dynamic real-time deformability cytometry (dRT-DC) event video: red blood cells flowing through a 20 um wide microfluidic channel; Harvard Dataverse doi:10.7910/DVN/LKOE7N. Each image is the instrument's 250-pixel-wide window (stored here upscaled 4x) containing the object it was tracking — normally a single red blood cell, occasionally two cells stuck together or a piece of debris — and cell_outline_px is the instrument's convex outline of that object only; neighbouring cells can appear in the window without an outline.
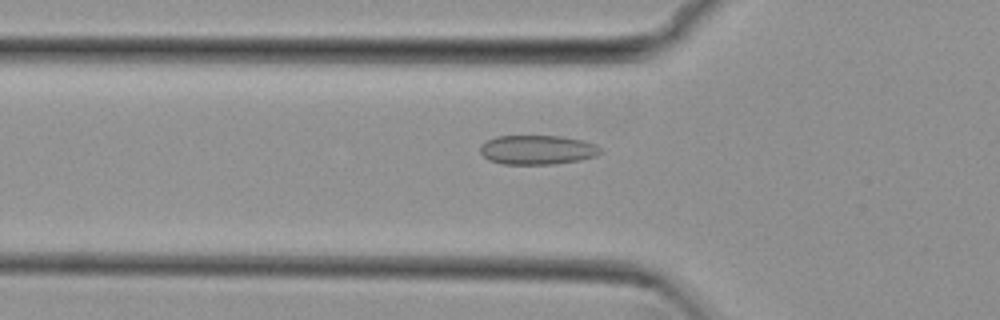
{"species": "common noctule bat (a hibernating species)", "species_latin": "Nyctalus noctula", "temperature_condition": "cold", "stored_images_in_passage": 45, "camera_frame_rate_fps": 3000, "um_per_image_px": 0.085, "animal": {"sex": "female", "body_mass_g": 29.2, "forearm_length_mm": 56.3}, "frame": {"image": 1, "passage_image": 14, "time_ms": 4.333, "image_size_px": [1000, 320], "cell_outline_px": [[604, 152], [596, 156], [580, 160], [552, 164], [504, 164], [488, 160], [480, 152], [480, 144], [496, 136], [560, 136], [584, 140], [596, 144]], "centroid_in_image_um": [45.7, 12.73], "position_along_channel_um": 80.1, "area_um2": 20.69}}
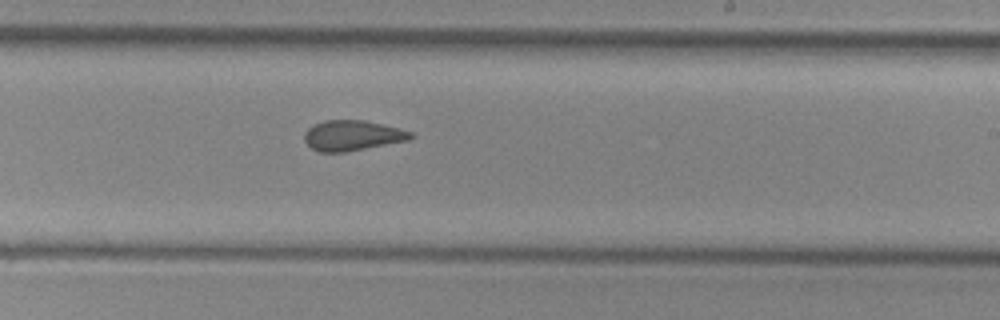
{"frame": {"image": 2, "passage_image": 28, "time_ms": 9.0, "image_size_px": [1000, 320], "cell_outline_px": [[416, 136], [408, 140], [344, 152], [320, 152], [312, 148], [304, 140], [304, 132], [308, 128], [324, 120], [364, 120], [384, 124], [400, 128], [412, 132]], "centroid_in_image_um": [29.97, 11.51], "position_along_channel_um": 259.0, "area_um2": 18.73}}
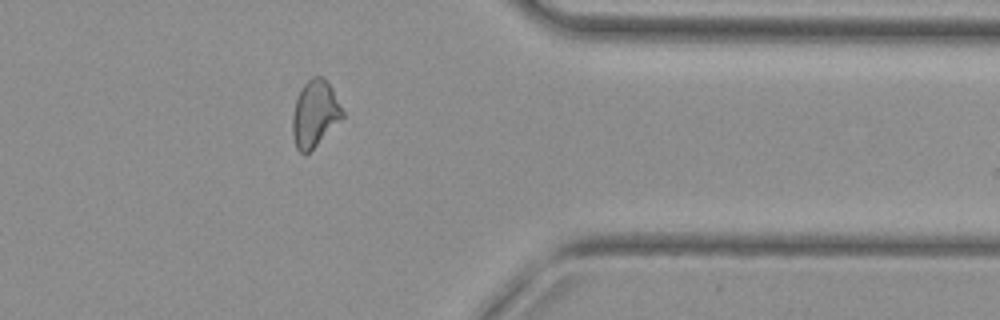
{"frame": {"image": 3, "passage_image": 39, "time_ms": 12.667, "image_size_px": [1000, 320], "cell_outline_px": [[344, 116], [304, 156], [296, 148], [292, 136], [292, 116], [296, 100], [304, 84], [312, 76], [324, 76], [332, 88], [344, 112]], "centroid_in_image_um": [26.74, 9.65], "position_along_channel_um": 384.7, "area_um2": 19.13}, "authors_computed_cell_mechanics": {"area_um2": 19.5942, "velocity_mm_per_s": 3.8298, "shape_relaxation_time_tau1_ms": null, "shape_relaxation_time_tau2_ms": 2.1064, "deformation_change_tau1": null, "deformation_change_tau2": 0.0741}}